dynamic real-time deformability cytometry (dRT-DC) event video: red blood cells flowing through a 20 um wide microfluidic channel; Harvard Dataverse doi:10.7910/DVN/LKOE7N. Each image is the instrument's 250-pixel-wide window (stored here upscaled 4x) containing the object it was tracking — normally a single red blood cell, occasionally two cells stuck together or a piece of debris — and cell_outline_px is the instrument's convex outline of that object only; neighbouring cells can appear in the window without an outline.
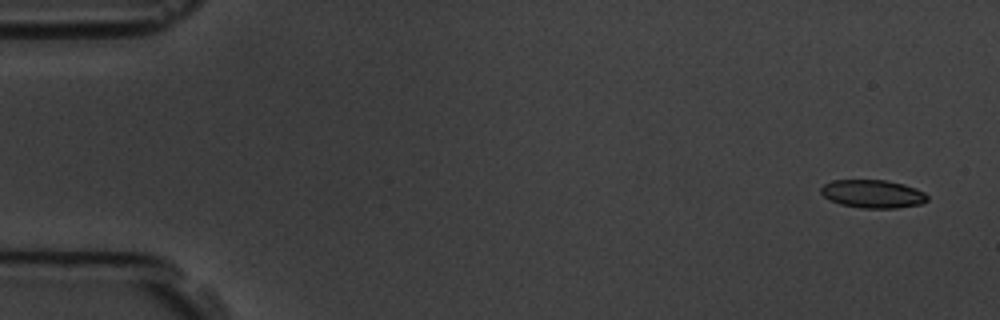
{"species": "common noctule bat (a hibernating species)", "species_latin": "Nyctalus noctula", "temperature_condition": "room temperature", "stored_images_in_passage": 5, "camera_frame_rate_fps": 3000, "um_per_image_px": 0.085, "animal": {"sex": "male", "body_mass_g": 19.5, "forearm_length_mm": 54.6}, "frame": {"image": 1, "passage_image": 1, "time_ms": 0.0, "image_size_px": [1000, 320], "cell_outline_px": [[928, 200], [920, 204], [896, 208], [860, 208], [840, 204], [824, 196], [820, 192], [820, 188], [824, 184], [832, 180], [884, 180], [904, 184], [916, 188], [924, 192], [928, 196]], "centroid_in_image_um": [74.19, 16.48], "position_along_channel_um": 10.8, "area_um2": 17.46}}
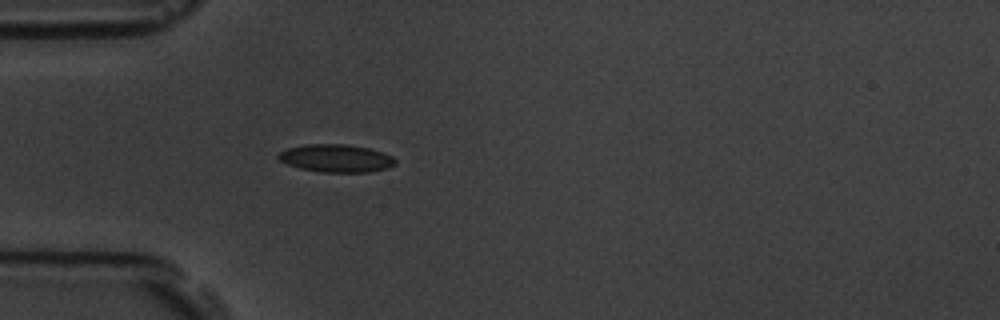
{"frame": {"image": 2, "passage_image": 5, "time_ms": 4.667, "image_size_px": [1000, 320], "cell_outline_px": [[396, 164], [388, 168], [368, 172], [320, 172], [300, 168], [288, 164], [280, 160], [276, 156], [280, 152], [288, 148], [304, 144], [348, 144], [368, 148], [384, 152], [392, 156], [396, 160]], "centroid_in_image_um": [28.59, 13.45], "position_along_channel_um": 56.4, "area_um2": 19.02}}